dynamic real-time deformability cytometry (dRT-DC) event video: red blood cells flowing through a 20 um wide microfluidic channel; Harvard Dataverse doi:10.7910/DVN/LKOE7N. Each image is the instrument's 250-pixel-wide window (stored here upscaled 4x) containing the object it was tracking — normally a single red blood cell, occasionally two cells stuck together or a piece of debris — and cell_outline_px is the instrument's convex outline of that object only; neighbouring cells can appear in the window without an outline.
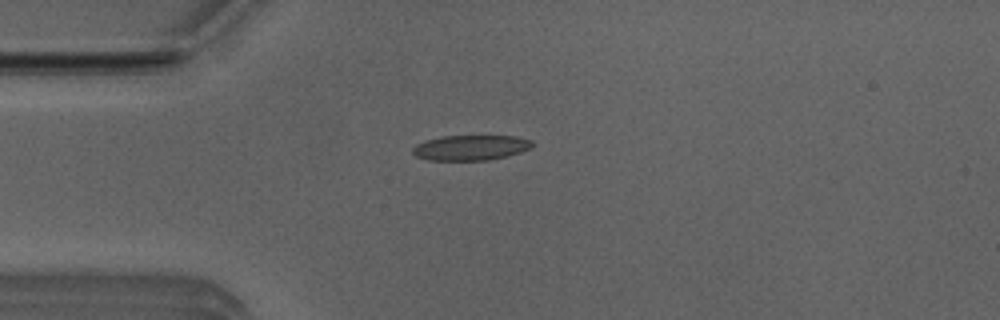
{"species": "Egyptian fruit bat (a non-hibernating species)", "species_latin": "Rousettus aegyptiacus", "temperature_condition": "room temperature", "stored_images_in_passage": 48, "camera_frame_rate_fps": 3000, "um_per_image_px": 0.085, "animal": {"sex": "male"}, "frame": {"image": 1, "passage_image": 9, "time_ms": 2.667, "image_size_px": [1000, 320], "cell_outline_px": [[532, 148], [508, 156], [488, 160], [428, 160], [416, 156], [412, 152], [412, 148], [416, 144], [424, 140], [440, 136], [516, 136], [532, 140]], "centroid_in_image_um": [39.99, 12.55], "position_along_channel_um": 45.0, "area_um2": 17.69}}
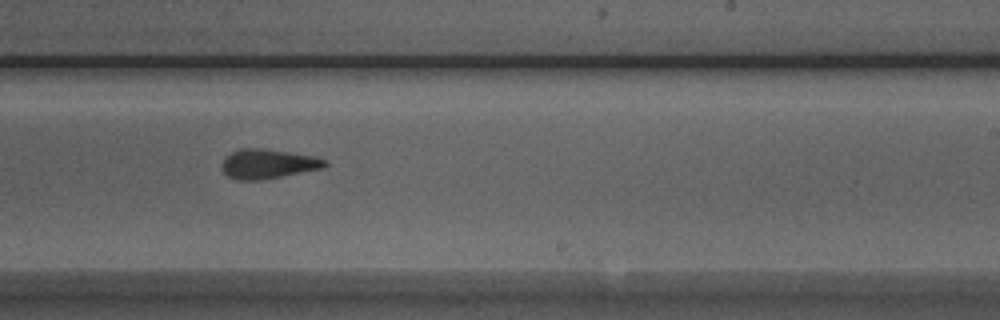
{"frame": {"image": 2, "passage_image": 27, "time_ms": 8.667, "image_size_px": [1000, 320], "cell_outline_px": [[328, 164], [324, 168], [260, 180], [236, 180], [228, 176], [220, 168], [220, 164], [232, 152], [240, 148], [260, 148], [316, 156], [328, 160]], "centroid_in_image_um": [22.79, 13.93], "position_along_channel_um": 266.2, "area_um2": 17.74}}
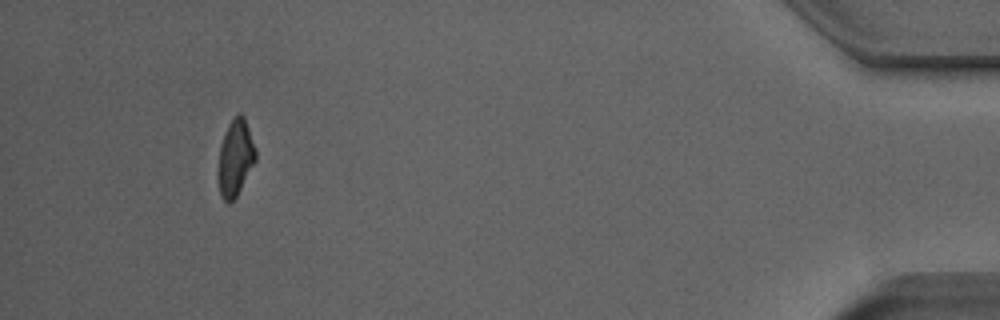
{"frame": {"image": 3, "passage_image": 44, "time_ms": 14.333, "image_size_px": [1000, 320], "cell_outline_px": [[256, 160], [236, 196], [228, 204], [220, 196], [216, 172], [216, 168], [220, 144], [224, 132], [228, 124], [240, 112], [244, 116], [256, 148]], "centroid_in_image_um": [19.97, 13.42], "position_along_channel_um": 415.2, "area_um2": 16.99}, "authors_computed_cell_mechanics": {"area_um2": 17.7735, "velocity_mm_per_s": 3.9456, "shape_relaxation_time_tau1_ms": 5.9034, "shape_relaxation_time_tau2_ms": 2.4942, "deformation_change_tau1": 0.1533, "deformation_change_tau2": 0.0987}}